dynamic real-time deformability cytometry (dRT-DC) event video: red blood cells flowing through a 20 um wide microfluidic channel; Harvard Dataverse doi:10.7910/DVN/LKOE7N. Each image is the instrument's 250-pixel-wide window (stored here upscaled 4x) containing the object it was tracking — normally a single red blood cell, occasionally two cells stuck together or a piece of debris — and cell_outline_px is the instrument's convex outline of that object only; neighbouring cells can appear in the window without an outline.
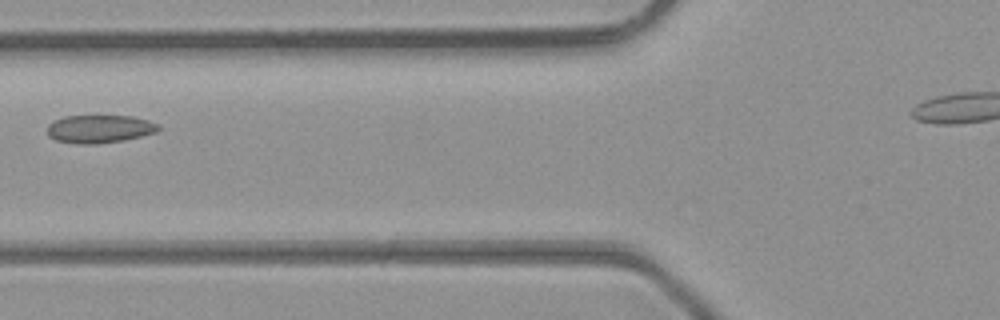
{"species": "common noctule bat (a hibernating species)", "species_latin": "Nyctalus noctula", "temperature_condition": "room temperature", "stored_images_in_passage": 3, "camera_frame_rate_fps": 3000, "um_per_image_px": 0.085, "animal": {"sex": "male", "body_mass_g": 23.1, "forearm_length_mm": 52.7}, "frame": {"image": 1, "passage_image": 3, "time_ms": 0.667, "image_size_px": [1000, 320], "cell_outline_px": [[160, 128], [156, 132], [124, 140], [96, 144], [76, 144], [56, 140], [48, 136], [48, 124], [64, 116], [132, 116], [148, 120], [160, 124]], "centroid_in_image_um": [8.47, 10.96], "position_along_channel_um": 117.3, "area_um2": 18.15}}